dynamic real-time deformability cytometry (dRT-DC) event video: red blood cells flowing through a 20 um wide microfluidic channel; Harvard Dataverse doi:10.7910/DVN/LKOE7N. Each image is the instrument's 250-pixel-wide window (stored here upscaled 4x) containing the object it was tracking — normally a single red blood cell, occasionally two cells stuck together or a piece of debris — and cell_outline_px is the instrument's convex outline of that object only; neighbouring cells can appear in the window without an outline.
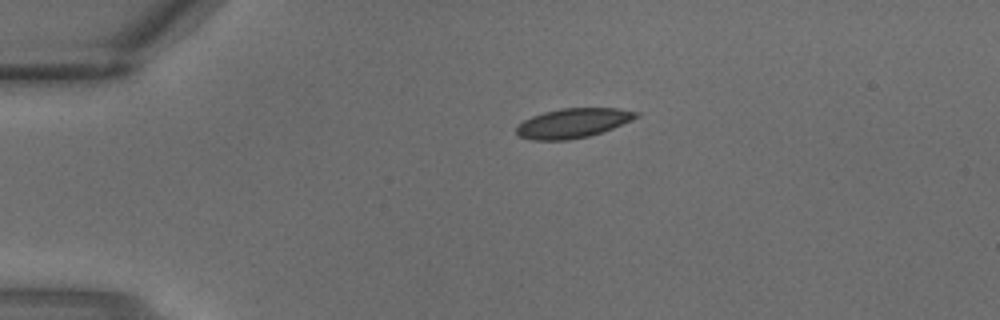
{"species": "common noctule bat (a hibernating species)", "species_latin": "Nyctalus noctula", "temperature_condition": "warm", "stored_images_in_passage": 2, "camera_frame_rate_fps": 3000, "um_per_image_px": 0.085, "animal": {"sex": "male", "body_mass_g": 18.8}, "frame": {"image": 1, "passage_image": 1, "time_ms": 0.0, "image_size_px": [1000, 320], "cell_outline_px": [[640, 116], [632, 120], [612, 128], [588, 136], [568, 140], [532, 140], [520, 136], [516, 132], [516, 128], [524, 120], [532, 116], [544, 112], [560, 108], [616, 108], [640, 112]], "centroid_in_image_um": [48.71, 10.45], "position_along_channel_um": 36.3, "area_um2": 20.46}}
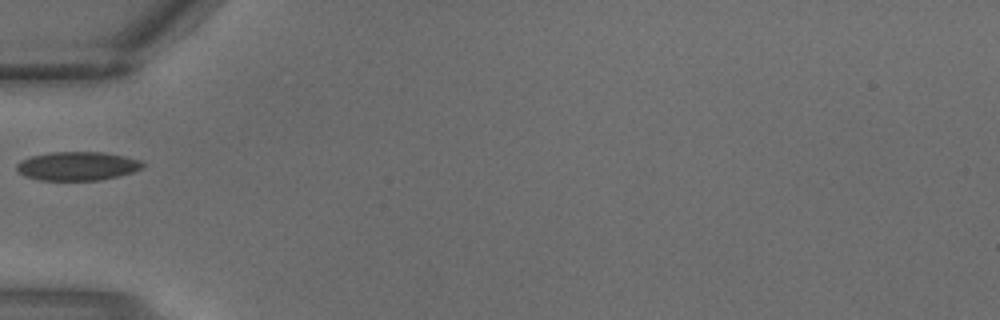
{"frame": {"image": 2, "passage_image": 2, "time_ms": 0.333, "image_size_px": [1000, 320], "cell_outline_px": [[144, 168], [132, 172], [100, 180], [40, 180], [24, 176], [16, 172], [16, 164], [20, 160], [32, 156], [52, 152], [104, 152], [124, 156], [140, 160], [144, 164]], "centroid_in_image_um": [6.55, 14.11], "position_along_channel_um": 78.5, "area_um2": 21.15}}